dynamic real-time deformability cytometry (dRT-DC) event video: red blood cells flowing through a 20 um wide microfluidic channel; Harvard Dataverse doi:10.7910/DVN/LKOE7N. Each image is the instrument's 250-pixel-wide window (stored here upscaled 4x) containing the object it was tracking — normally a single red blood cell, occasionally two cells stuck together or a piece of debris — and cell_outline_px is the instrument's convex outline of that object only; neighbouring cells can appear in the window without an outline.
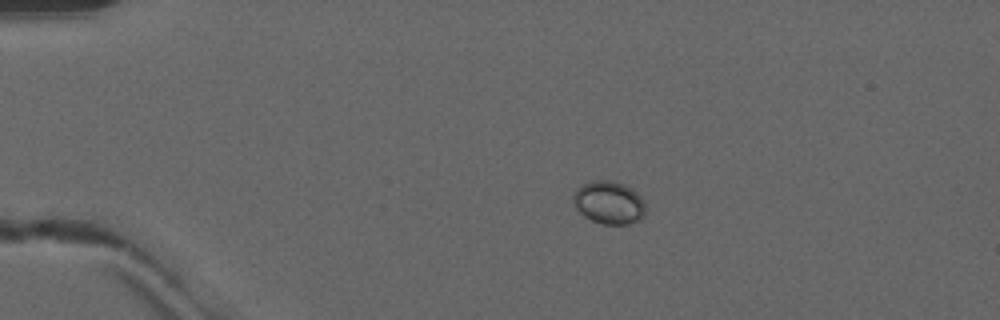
{"species": "common noctule bat (a hibernating species)", "species_latin": "Nyctalus noctula", "temperature_condition": "warm", "stored_images_in_passage": 52, "camera_frame_rate_fps": 3000, "um_per_image_px": 0.085, "animal": {"sex": "male", "forearm_length_mm": 52.5}, "frame": {"image": 1, "passage_image": 12, "time_ms": 3.667, "image_size_px": [1000, 320], "cell_outline_px": [[644, 216], [640, 220], [628, 224], [604, 224], [592, 220], [584, 216], [576, 208], [572, 200], [572, 196], [576, 188], [592, 180], [612, 180], [624, 184], [632, 188], [640, 196], [644, 204]], "centroid_in_image_um": [51.74, 17.21], "position_along_channel_um": 33.3, "area_um2": 18.15}}
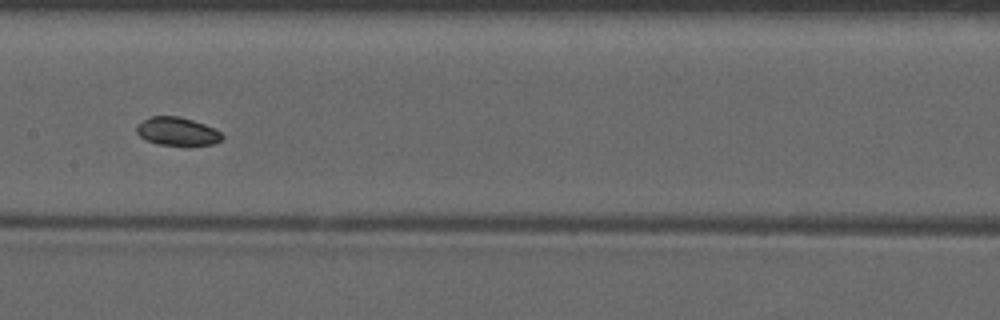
{"frame": {"image": 2, "passage_image": 28, "time_ms": 9.0, "image_size_px": [1000, 320], "cell_outline_px": [[224, 136], [220, 140], [212, 144], [188, 148], [184, 148], [156, 144], [140, 136], [136, 132], [136, 124], [152, 116], [180, 116], [216, 128]], "centroid_in_image_um": [15.09, 11.21], "position_along_channel_um": 192.3, "area_um2": 14.68}}
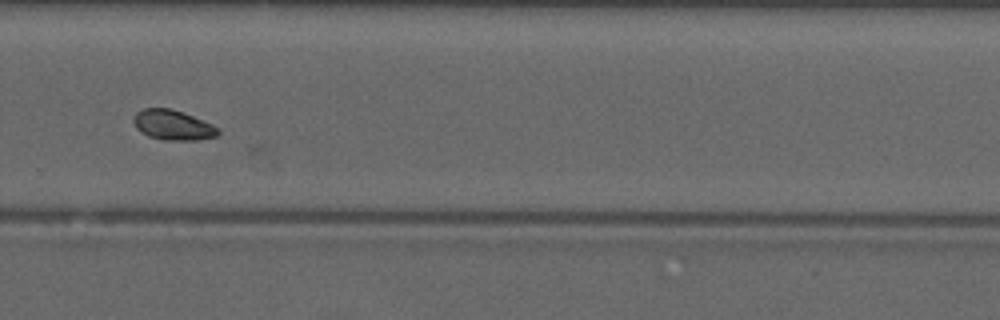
{"frame": {"image": 3, "passage_image": 37, "time_ms": 12.0, "image_size_px": [1000, 320], "cell_outline_px": [[220, 132], [216, 136], [196, 140], [164, 140], [148, 136], [140, 132], [136, 128], [132, 120], [132, 116], [136, 112], [144, 108], [172, 108], [212, 124], [220, 128]], "centroid_in_image_um": [14.66, 10.62], "position_along_channel_um": 315.1, "area_um2": 14.91}}